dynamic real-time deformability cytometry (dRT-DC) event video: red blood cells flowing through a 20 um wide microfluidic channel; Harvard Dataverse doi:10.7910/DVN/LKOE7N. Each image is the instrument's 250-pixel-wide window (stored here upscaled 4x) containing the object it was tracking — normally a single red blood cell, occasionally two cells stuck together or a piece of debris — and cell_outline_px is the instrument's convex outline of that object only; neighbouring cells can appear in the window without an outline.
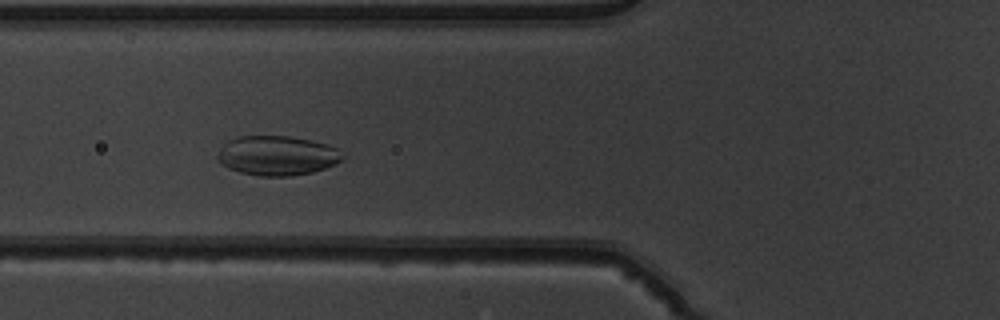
{"species": "common noctule bat (a hibernating species)", "species_latin": "Nyctalus noctula", "temperature_condition": "warm", "stored_images_in_passage": 51, "camera_frame_rate_fps": 3000, "um_per_image_px": 0.085, "animal": {"sex": "male", "body_mass_g": 19.5, "forearm_length_mm": 54.6}, "frame": {"image": 1, "passage_image": 18, "time_ms": 5.667, "image_size_px": [1000, 320], "cell_outline_px": [[348, 156], [336, 164], [312, 172], [292, 176], [260, 176], [240, 172], [228, 168], [220, 164], [216, 160], [216, 156], [224, 144], [228, 140], [236, 136], [288, 136], [312, 140], [340, 148]], "centroid_in_image_um": [23.59, 13.22], "position_along_channel_um": 102.2, "area_um2": 29.3}}
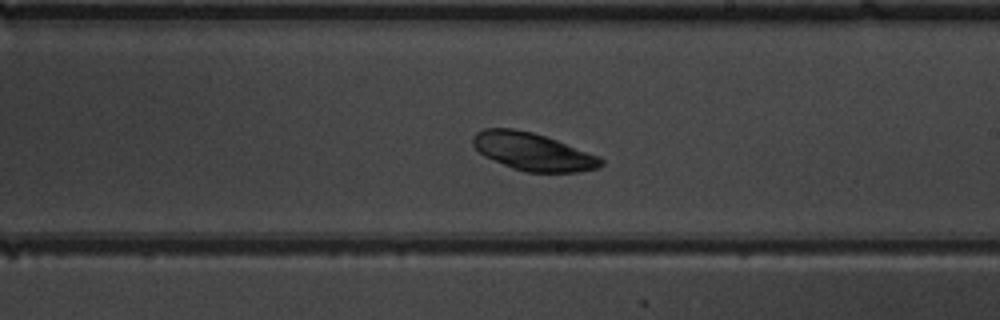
{"frame": {"image": 2, "passage_image": 29, "time_ms": 9.333, "image_size_px": [1000, 320], "cell_outline_px": [[604, 164], [596, 168], [580, 172], [524, 172], [512, 168], [484, 156], [472, 144], [472, 136], [476, 132], [484, 128], [512, 128], [532, 132], [556, 140], [600, 156], [604, 160]], "centroid_in_image_um": [45.29, 12.89], "position_along_channel_um": 243.7, "area_um2": 28.09}}
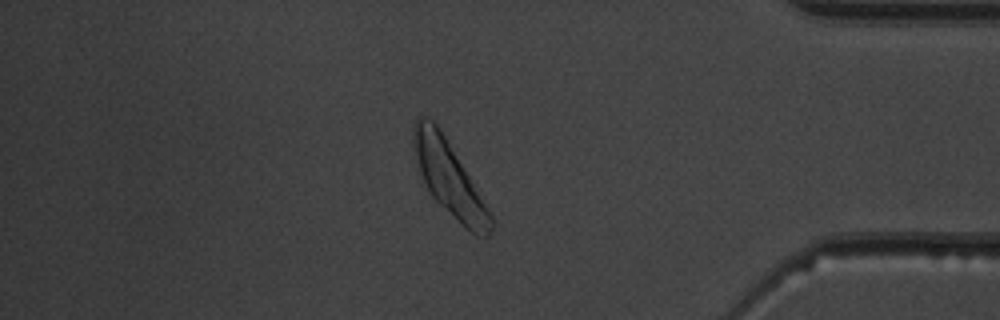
{"frame": {"image": 3, "passage_image": 43, "time_ms": 14.0, "image_size_px": [1000, 320], "cell_outline_px": [[496, 224], [488, 236], [476, 236], [464, 228], [432, 196], [420, 172], [412, 152], [412, 128], [416, 120], [420, 116], [428, 116], [436, 124], [444, 136], [464, 168], [496, 220]], "centroid_in_image_um": [38.19, 15.2], "position_along_channel_um": 397.0, "area_um2": 33.23}}